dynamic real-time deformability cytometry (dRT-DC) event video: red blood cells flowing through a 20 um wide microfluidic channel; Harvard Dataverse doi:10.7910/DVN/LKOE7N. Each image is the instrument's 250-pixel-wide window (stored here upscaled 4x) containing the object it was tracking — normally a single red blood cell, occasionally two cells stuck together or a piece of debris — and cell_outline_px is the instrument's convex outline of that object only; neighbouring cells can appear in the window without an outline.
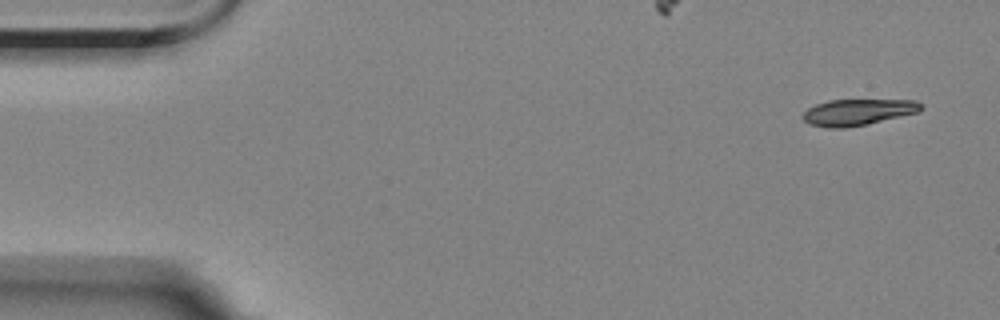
{"species": "Egyptian fruit bat (a non-hibernating species)", "species_latin": "Rousettus aegyptiacus", "temperature_condition": "room temperature", "stored_images_in_passage": 6, "camera_frame_rate_fps": 3000, "um_per_image_px": 0.085, "animal": {"sex": "female"}, "frame": {"image": 1, "passage_image": 1, "time_ms": 0.0, "image_size_px": [1000, 320], "cell_outline_px": [[924, 108], [920, 112], [864, 124], [840, 128], [828, 128], [808, 124], [800, 116], [808, 108], [816, 104], [828, 100], [916, 100], [924, 104]], "centroid_in_image_um": [72.92, 9.52], "position_along_channel_um": 12.1, "area_um2": 18.09}}
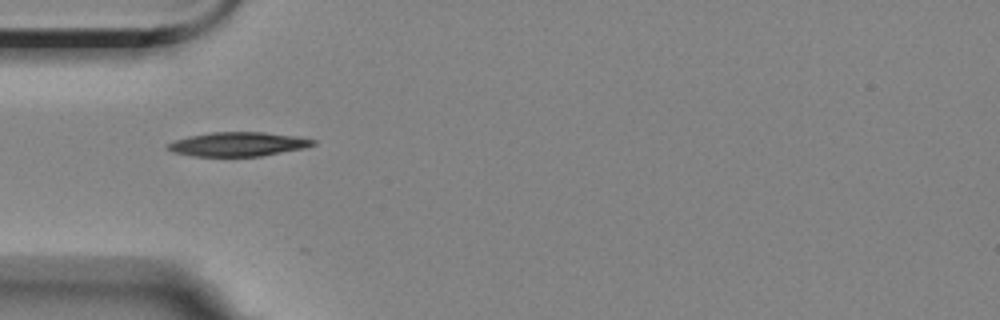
{"frame": {"image": 2, "passage_image": 5, "time_ms": 4.667, "image_size_px": [1000, 320], "cell_outline_px": [[316, 144], [304, 148], [260, 156], [192, 156], [176, 152], [168, 148], [168, 144], [176, 140], [188, 136], [212, 132], [264, 132], [300, 136], [316, 140]], "centroid_in_image_um": [20.31, 12.24], "position_along_channel_um": 64.7, "area_um2": 20.29}}
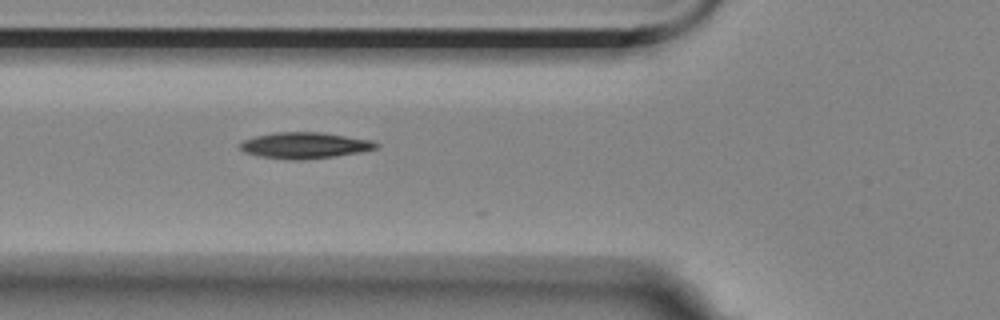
{"frame": {"image": 3, "passage_image": 6, "time_ms": 5.667, "image_size_px": [1000, 320], "cell_outline_px": [[380, 144], [376, 148], [360, 152], [332, 156], [296, 160], [256, 156], [244, 152], [240, 148], [240, 144], [244, 140], [256, 136], [276, 132], [320, 132], [372, 140]], "centroid_in_image_um": [25.89, 12.35], "position_along_channel_um": 99.9, "area_um2": 20.46}}